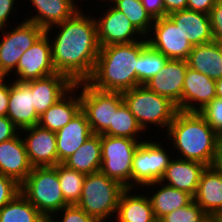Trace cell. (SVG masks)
<instances>
[{
    "label": "cell",
    "instance_id": "6da1fadb",
    "mask_svg": "<svg viewBox=\"0 0 222 222\" xmlns=\"http://www.w3.org/2000/svg\"><path fill=\"white\" fill-rule=\"evenodd\" d=\"M84 10L82 7L69 19L45 30L56 72L74 84L90 79L100 52L95 14Z\"/></svg>",
    "mask_w": 222,
    "mask_h": 222
},
{
    "label": "cell",
    "instance_id": "7a4b0ae2",
    "mask_svg": "<svg viewBox=\"0 0 222 222\" xmlns=\"http://www.w3.org/2000/svg\"><path fill=\"white\" fill-rule=\"evenodd\" d=\"M165 135L174 157L197 161L207 167L217 165L221 138L198 112L178 111Z\"/></svg>",
    "mask_w": 222,
    "mask_h": 222
},
{
    "label": "cell",
    "instance_id": "3957f363",
    "mask_svg": "<svg viewBox=\"0 0 222 222\" xmlns=\"http://www.w3.org/2000/svg\"><path fill=\"white\" fill-rule=\"evenodd\" d=\"M148 45L141 41L100 47L94 72L87 81L101 91L124 92L138 86V57Z\"/></svg>",
    "mask_w": 222,
    "mask_h": 222
},
{
    "label": "cell",
    "instance_id": "277c9868",
    "mask_svg": "<svg viewBox=\"0 0 222 222\" xmlns=\"http://www.w3.org/2000/svg\"><path fill=\"white\" fill-rule=\"evenodd\" d=\"M122 97L123 102L145 133L146 130L147 133L148 131L151 132L152 130L150 129L155 127V129L158 128V131L164 133L163 136H165L169 125L179 111L177 105L170 99L158 95L145 85H139L122 92Z\"/></svg>",
    "mask_w": 222,
    "mask_h": 222
},
{
    "label": "cell",
    "instance_id": "5b68a950",
    "mask_svg": "<svg viewBox=\"0 0 222 222\" xmlns=\"http://www.w3.org/2000/svg\"><path fill=\"white\" fill-rule=\"evenodd\" d=\"M20 193L49 220L63 207L65 202L54 166L33 167L27 178L20 184Z\"/></svg>",
    "mask_w": 222,
    "mask_h": 222
},
{
    "label": "cell",
    "instance_id": "8992f818",
    "mask_svg": "<svg viewBox=\"0 0 222 222\" xmlns=\"http://www.w3.org/2000/svg\"><path fill=\"white\" fill-rule=\"evenodd\" d=\"M125 189L119 182L100 171L90 173L85 176L77 206L100 222H113L120 195Z\"/></svg>",
    "mask_w": 222,
    "mask_h": 222
},
{
    "label": "cell",
    "instance_id": "52a82bcc",
    "mask_svg": "<svg viewBox=\"0 0 222 222\" xmlns=\"http://www.w3.org/2000/svg\"><path fill=\"white\" fill-rule=\"evenodd\" d=\"M149 135L146 137L147 140L140 143L133 156L131 188L134 189H141L148 184L160 181L174 156L171 145L169 147L168 142L165 141L162 135L161 139L164 141L157 140L159 137H156V135L153 136L154 139L156 138V141H154L153 137L150 139ZM165 146L168 147L165 148Z\"/></svg>",
    "mask_w": 222,
    "mask_h": 222
},
{
    "label": "cell",
    "instance_id": "ba28073f",
    "mask_svg": "<svg viewBox=\"0 0 222 222\" xmlns=\"http://www.w3.org/2000/svg\"><path fill=\"white\" fill-rule=\"evenodd\" d=\"M142 141L145 140L101 134L102 162L99 171L125 188H131L133 156Z\"/></svg>",
    "mask_w": 222,
    "mask_h": 222
},
{
    "label": "cell",
    "instance_id": "9c48e42d",
    "mask_svg": "<svg viewBox=\"0 0 222 222\" xmlns=\"http://www.w3.org/2000/svg\"><path fill=\"white\" fill-rule=\"evenodd\" d=\"M20 21L14 26H7V29H0V74L3 77H8L16 69L24 52L45 32L34 22Z\"/></svg>",
    "mask_w": 222,
    "mask_h": 222
},
{
    "label": "cell",
    "instance_id": "30bf717a",
    "mask_svg": "<svg viewBox=\"0 0 222 222\" xmlns=\"http://www.w3.org/2000/svg\"><path fill=\"white\" fill-rule=\"evenodd\" d=\"M81 110L93 134H102L112 123L113 111L122 103V92L101 91L88 82H79Z\"/></svg>",
    "mask_w": 222,
    "mask_h": 222
},
{
    "label": "cell",
    "instance_id": "8fae6325",
    "mask_svg": "<svg viewBox=\"0 0 222 222\" xmlns=\"http://www.w3.org/2000/svg\"><path fill=\"white\" fill-rule=\"evenodd\" d=\"M107 7V9H105ZM101 14L95 15L100 47L141 41L145 37L132 25L128 18L112 4H101Z\"/></svg>",
    "mask_w": 222,
    "mask_h": 222
},
{
    "label": "cell",
    "instance_id": "7c38bea8",
    "mask_svg": "<svg viewBox=\"0 0 222 222\" xmlns=\"http://www.w3.org/2000/svg\"><path fill=\"white\" fill-rule=\"evenodd\" d=\"M146 39L148 45L168 59L186 60L193 47L185 33L168 16L154 19Z\"/></svg>",
    "mask_w": 222,
    "mask_h": 222
},
{
    "label": "cell",
    "instance_id": "4fadbf2b",
    "mask_svg": "<svg viewBox=\"0 0 222 222\" xmlns=\"http://www.w3.org/2000/svg\"><path fill=\"white\" fill-rule=\"evenodd\" d=\"M56 72L52 63L51 43L44 32L36 42L24 52L16 69L8 76L13 80L28 82L45 78Z\"/></svg>",
    "mask_w": 222,
    "mask_h": 222
},
{
    "label": "cell",
    "instance_id": "5bb4252c",
    "mask_svg": "<svg viewBox=\"0 0 222 222\" xmlns=\"http://www.w3.org/2000/svg\"><path fill=\"white\" fill-rule=\"evenodd\" d=\"M29 161L33 167L58 164L56 133L39 125L20 130Z\"/></svg>",
    "mask_w": 222,
    "mask_h": 222
},
{
    "label": "cell",
    "instance_id": "9a60e30c",
    "mask_svg": "<svg viewBox=\"0 0 222 222\" xmlns=\"http://www.w3.org/2000/svg\"><path fill=\"white\" fill-rule=\"evenodd\" d=\"M10 79L7 117L19 130L38 125L40 116L33 105L31 81L20 82Z\"/></svg>",
    "mask_w": 222,
    "mask_h": 222
},
{
    "label": "cell",
    "instance_id": "2e32d148",
    "mask_svg": "<svg viewBox=\"0 0 222 222\" xmlns=\"http://www.w3.org/2000/svg\"><path fill=\"white\" fill-rule=\"evenodd\" d=\"M216 97V80L207 75L187 68L182 99L177 105L179 111L199 112Z\"/></svg>",
    "mask_w": 222,
    "mask_h": 222
},
{
    "label": "cell",
    "instance_id": "e0dca14e",
    "mask_svg": "<svg viewBox=\"0 0 222 222\" xmlns=\"http://www.w3.org/2000/svg\"><path fill=\"white\" fill-rule=\"evenodd\" d=\"M32 169L20 132L14 138L0 143V174L21 184Z\"/></svg>",
    "mask_w": 222,
    "mask_h": 222
},
{
    "label": "cell",
    "instance_id": "ac0fdd59",
    "mask_svg": "<svg viewBox=\"0 0 222 222\" xmlns=\"http://www.w3.org/2000/svg\"><path fill=\"white\" fill-rule=\"evenodd\" d=\"M187 68L186 60L168 59L159 74L151 78L145 86L178 105L182 99V89Z\"/></svg>",
    "mask_w": 222,
    "mask_h": 222
},
{
    "label": "cell",
    "instance_id": "d6986e66",
    "mask_svg": "<svg viewBox=\"0 0 222 222\" xmlns=\"http://www.w3.org/2000/svg\"><path fill=\"white\" fill-rule=\"evenodd\" d=\"M30 2V15L25 20L34 22L44 30L72 17L79 9L74 0H27ZM31 10H33L31 12ZM36 11V12H35ZM35 12V13H34ZM33 13V14H32ZM29 17V18H28Z\"/></svg>",
    "mask_w": 222,
    "mask_h": 222
},
{
    "label": "cell",
    "instance_id": "ffe728a7",
    "mask_svg": "<svg viewBox=\"0 0 222 222\" xmlns=\"http://www.w3.org/2000/svg\"><path fill=\"white\" fill-rule=\"evenodd\" d=\"M207 166L197 162L173 157L160 181L166 185L195 196L202 172Z\"/></svg>",
    "mask_w": 222,
    "mask_h": 222
},
{
    "label": "cell",
    "instance_id": "44dd1931",
    "mask_svg": "<svg viewBox=\"0 0 222 222\" xmlns=\"http://www.w3.org/2000/svg\"><path fill=\"white\" fill-rule=\"evenodd\" d=\"M75 84L65 75H54L31 80L34 108L42 115L49 107L61 99Z\"/></svg>",
    "mask_w": 222,
    "mask_h": 222
},
{
    "label": "cell",
    "instance_id": "7402d4cb",
    "mask_svg": "<svg viewBox=\"0 0 222 222\" xmlns=\"http://www.w3.org/2000/svg\"><path fill=\"white\" fill-rule=\"evenodd\" d=\"M140 190L126 188L121 193L113 222H157L148 196Z\"/></svg>",
    "mask_w": 222,
    "mask_h": 222
},
{
    "label": "cell",
    "instance_id": "603a6c76",
    "mask_svg": "<svg viewBox=\"0 0 222 222\" xmlns=\"http://www.w3.org/2000/svg\"><path fill=\"white\" fill-rule=\"evenodd\" d=\"M86 114L80 110L56 132L58 164L63 163L92 135Z\"/></svg>",
    "mask_w": 222,
    "mask_h": 222
},
{
    "label": "cell",
    "instance_id": "cb8c5ba5",
    "mask_svg": "<svg viewBox=\"0 0 222 222\" xmlns=\"http://www.w3.org/2000/svg\"><path fill=\"white\" fill-rule=\"evenodd\" d=\"M80 110L79 83H76L61 99L40 115L38 125L56 133L68 124Z\"/></svg>",
    "mask_w": 222,
    "mask_h": 222
},
{
    "label": "cell",
    "instance_id": "d4e9b609",
    "mask_svg": "<svg viewBox=\"0 0 222 222\" xmlns=\"http://www.w3.org/2000/svg\"><path fill=\"white\" fill-rule=\"evenodd\" d=\"M141 189L143 191L147 189L144 192L150 200L157 221L164 215L185 207L193 200V197L187 192L175 189L161 181L148 184Z\"/></svg>",
    "mask_w": 222,
    "mask_h": 222
},
{
    "label": "cell",
    "instance_id": "484cf974",
    "mask_svg": "<svg viewBox=\"0 0 222 222\" xmlns=\"http://www.w3.org/2000/svg\"><path fill=\"white\" fill-rule=\"evenodd\" d=\"M193 200L208 216L222 209V170L218 165L206 167L202 172Z\"/></svg>",
    "mask_w": 222,
    "mask_h": 222
},
{
    "label": "cell",
    "instance_id": "4316f807",
    "mask_svg": "<svg viewBox=\"0 0 222 222\" xmlns=\"http://www.w3.org/2000/svg\"><path fill=\"white\" fill-rule=\"evenodd\" d=\"M168 17L185 33L192 46L214 41L208 14L183 9L169 14Z\"/></svg>",
    "mask_w": 222,
    "mask_h": 222
},
{
    "label": "cell",
    "instance_id": "83f0119b",
    "mask_svg": "<svg viewBox=\"0 0 222 222\" xmlns=\"http://www.w3.org/2000/svg\"><path fill=\"white\" fill-rule=\"evenodd\" d=\"M186 61L189 68L211 79L222 78V51L219 42L193 46Z\"/></svg>",
    "mask_w": 222,
    "mask_h": 222
},
{
    "label": "cell",
    "instance_id": "f1b7e54d",
    "mask_svg": "<svg viewBox=\"0 0 222 222\" xmlns=\"http://www.w3.org/2000/svg\"><path fill=\"white\" fill-rule=\"evenodd\" d=\"M102 162L101 134H92L87 140L62 164L85 175L100 170Z\"/></svg>",
    "mask_w": 222,
    "mask_h": 222
},
{
    "label": "cell",
    "instance_id": "f546056e",
    "mask_svg": "<svg viewBox=\"0 0 222 222\" xmlns=\"http://www.w3.org/2000/svg\"><path fill=\"white\" fill-rule=\"evenodd\" d=\"M102 134L135 140H147L145 139V132L124 102L113 111L112 123ZM143 135L144 137H142Z\"/></svg>",
    "mask_w": 222,
    "mask_h": 222
},
{
    "label": "cell",
    "instance_id": "4dcf8cb0",
    "mask_svg": "<svg viewBox=\"0 0 222 222\" xmlns=\"http://www.w3.org/2000/svg\"><path fill=\"white\" fill-rule=\"evenodd\" d=\"M46 220L21 193L0 209V222H45Z\"/></svg>",
    "mask_w": 222,
    "mask_h": 222
},
{
    "label": "cell",
    "instance_id": "1f68e13d",
    "mask_svg": "<svg viewBox=\"0 0 222 222\" xmlns=\"http://www.w3.org/2000/svg\"><path fill=\"white\" fill-rule=\"evenodd\" d=\"M58 172L59 184L68 205H77L82 195L85 174L67 168L59 163L54 166Z\"/></svg>",
    "mask_w": 222,
    "mask_h": 222
},
{
    "label": "cell",
    "instance_id": "d6a6232c",
    "mask_svg": "<svg viewBox=\"0 0 222 222\" xmlns=\"http://www.w3.org/2000/svg\"><path fill=\"white\" fill-rule=\"evenodd\" d=\"M112 5L121 11L144 37L150 33L154 19L140 0H115Z\"/></svg>",
    "mask_w": 222,
    "mask_h": 222
},
{
    "label": "cell",
    "instance_id": "836d02e7",
    "mask_svg": "<svg viewBox=\"0 0 222 222\" xmlns=\"http://www.w3.org/2000/svg\"><path fill=\"white\" fill-rule=\"evenodd\" d=\"M167 60L161 52L147 45L138 57V86L157 76Z\"/></svg>",
    "mask_w": 222,
    "mask_h": 222
},
{
    "label": "cell",
    "instance_id": "e575fe53",
    "mask_svg": "<svg viewBox=\"0 0 222 222\" xmlns=\"http://www.w3.org/2000/svg\"><path fill=\"white\" fill-rule=\"evenodd\" d=\"M207 216L204 210L192 200L185 207L164 215L157 222H202Z\"/></svg>",
    "mask_w": 222,
    "mask_h": 222
},
{
    "label": "cell",
    "instance_id": "d590c367",
    "mask_svg": "<svg viewBox=\"0 0 222 222\" xmlns=\"http://www.w3.org/2000/svg\"><path fill=\"white\" fill-rule=\"evenodd\" d=\"M198 113L213 131L222 138V98L216 96Z\"/></svg>",
    "mask_w": 222,
    "mask_h": 222
},
{
    "label": "cell",
    "instance_id": "8d00e7d4",
    "mask_svg": "<svg viewBox=\"0 0 222 222\" xmlns=\"http://www.w3.org/2000/svg\"><path fill=\"white\" fill-rule=\"evenodd\" d=\"M61 219H60V218ZM50 222H100L97 218L88 215L83 209L77 205H68L63 207L59 212L55 213Z\"/></svg>",
    "mask_w": 222,
    "mask_h": 222
},
{
    "label": "cell",
    "instance_id": "74e56055",
    "mask_svg": "<svg viewBox=\"0 0 222 222\" xmlns=\"http://www.w3.org/2000/svg\"><path fill=\"white\" fill-rule=\"evenodd\" d=\"M20 193V184L0 174V209Z\"/></svg>",
    "mask_w": 222,
    "mask_h": 222
},
{
    "label": "cell",
    "instance_id": "f35d334b",
    "mask_svg": "<svg viewBox=\"0 0 222 222\" xmlns=\"http://www.w3.org/2000/svg\"><path fill=\"white\" fill-rule=\"evenodd\" d=\"M17 1L18 0H0V29L6 28L7 26H10L12 24L14 25V23H18V19L15 22L13 20L9 21V19H11L12 17H19V15H17L19 13H16V11H19L18 8H20L21 6H18L19 4H16ZM13 13H15L16 15Z\"/></svg>",
    "mask_w": 222,
    "mask_h": 222
},
{
    "label": "cell",
    "instance_id": "ab89813d",
    "mask_svg": "<svg viewBox=\"0 0 222 222\" xmlns=\"http://www.w3.org/2000/svg\"><path fill=\"white\" fill-rule=\"evenodd\" d=\"M214 41L222 44V0H217L209 13Z\"/></svg>",
    "mask_w": 222,
    "mask_h": 222
},
{
    "label": "cell",
    "instance_id": "60d3db41",
    "mask_svg": "<svg viewBox=\"0 0 222 222\" xmlns=\"http://www.w3.org/2000/svg\"><path fill=\"white\" fill-rule=\"evenodd\" d=\"M19 132L7 116H0V143L14 138Z\"/></svg>",
    "mask_w": 222,
    "mask_h": 222
},
{
    "label": "cell",
    "instance_id": "b9f144b4",
    "mask_svg": "<svg viewBox=\"0 0 222 222\" xmlns=\"http://www.w3.org/2000/svg\"><path fill=\"white\" fill-rule=\"evenodd\" d=\"M153 19L164 17V1L163 0H140Z\"/></svg>",
    "mask_w": 222,
    "mask_h": 222
},
{
    "label": "cell",
    "instance_id": "7bdbcfd3",
    "mask_svg": "<svg viewBox=\"0 0 222 222\" xmlns=\"http://www.w3.org/2000/svg\"><path fill=\"white\" fill-rule=\"evenodd\" d=\"M8 101H9V77H3L0 79V116H7Z\"/></svg>",
    "mask_w": 222,
    "mask_h": 222
},
{
    "label": "cell",
    "instance_id": "ee69618b",
    "mask_svg": "<svg viewBox=\"0 0 222 222\" xmlns=\"http://www.w3.org/2000/svg\"><path fill=\"white\" fill-rule=\"evenodd\" d=\"M216 1L217 0H188L187 9L209 15Z\"/></svg>",
    "mask_w": 222,
    "mask_h": 222
},
{
    "label": "cell",
    "instance_id": "f6af8a7d",
    "mask_svg": "<svg viewBox=\"0 0 222 222\" xmlns=\"http://www.w3.org/2000/svg\"><path fill=\"white\" fill-rule=\"evenodd\" d=\"M164 1V17L169 14L187 9L188 0H163Z\"/></svg>",
    "mask_w": 222,
    "mask_h": 222
},
{
    "label": "cell",
    "instance_id": "bcb514c9",
    "mask_svg": "<svg viewBox=\"0 0 222 222\" xmlns=\"http://www.w3.org/2000/svg\"><path fill=\"white\" fill-rule=\"evenodd\" d=\"M216 96L222 98V78L216 80Z\"/></svg>",
    "mask_w": 222,
    "mask_h": 222
},
{
    "label": "cell",
    "instance_id": "7dc6e473",
    "mask_svg": "<svg viewBox=\"0 0 222 222\" xmlns=\"http://www.w3.org/2000/svg\"><path fill=\"white\" fill-rule=\"evenodd\" d=\"M212 218L214 222H222V209L218 210Z\"/></svg>",
    "mask_w": 222,
    "mask_h": 222
},
{
    "label": "cell",
    "instance_id": "c3c4849f",
    "mask_svg": "<svg viewBox=\"0 0 222 222\" xmlns=\"http://www.w3.org/2000/svg\"><path fill=\"white\" fill-rule=\"evenodd\" d=\"M217 165H218V167L222 170V150H221V152H220Z\"/></svg>",
    "mask_w": 222,
    "mask_h": 222
},
{
    "label": "cell",
    "instance_id": "681fc988",
    "mask_svg": "<svg viewBox=\"0 0 222 222\" xmlns=\"http://www.w3.org/2000/svg\"><path fill=\"white\" fill-rule=\"evenodd\" d=\"M102 1H103L104 3H103ZM114 1H115V0H98V2L103 3V4H106V3L112 4Z\"/></svg>",
    "mask_w": 222,
    "mask_h": 222
},
{
    "label": "cell",
    "instance_id": "f907efd6",
    "mask_svg": "<svg viewBox=\"0 0 222 222\" xmlns=\"http://www.w3.org/2000/svg\"><path fill=\"white\" fill-rule=\"evenodd\" d=\"M202 222H214L212 216H207Z\"/></svg>",
    "mask_w": 222,
    "mask_h": 222
},
{
    "label": "cell",
    "instance_id": "816d5d0a",
    "mask_svg": "<svg viewBox=\"0 0 222 222\" xmlns=\"http://www.w3.org/2000/svg\"><path fill=\"white\" fill-rule=\"evenodd\" d=\"M78 5H79V3H80V7L82 8V2L79 0H74ZM82 1H86V0H82ZM88 1V3L90 2V0H87ZM95 1H97V0H95Z\"/></svg>",
    "mask_w": 222,
    "mask_h": 222
}]
</instances>
